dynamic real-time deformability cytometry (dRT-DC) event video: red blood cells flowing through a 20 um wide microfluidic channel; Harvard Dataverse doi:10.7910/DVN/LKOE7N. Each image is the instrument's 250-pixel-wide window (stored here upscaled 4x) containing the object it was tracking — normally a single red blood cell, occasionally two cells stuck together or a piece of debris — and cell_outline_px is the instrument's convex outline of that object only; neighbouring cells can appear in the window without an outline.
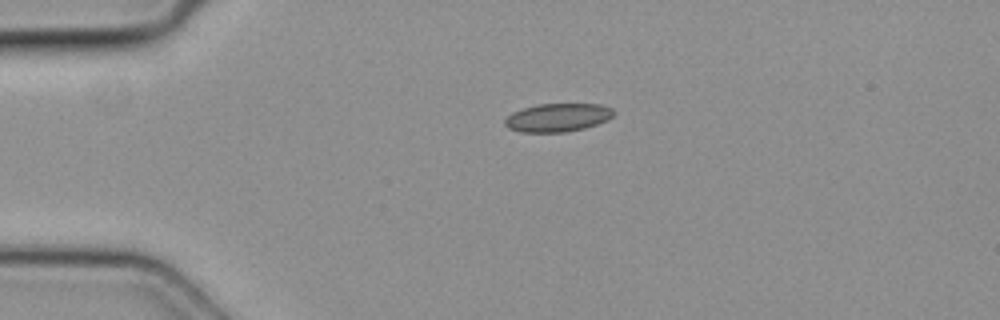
{"species": "common noctule bat (a hibernating species)", "species_latin": "Nyctalus noctula", "temperature_condition": "cold", "stored_images_in_passage": 6, "camera_frame_rate_fps": 3000, "um_per_image_px": 0.085, "animal": {"sex": "female", "body_mass_g": 19.3, "forearm_length_mm": 54.1}, "frame": {"image": 1, "passage_image": 6, "time_ms": 1.667, "image_size_px": [1000, 320], "cell_outline_px": [[616, 112], [608, 120], [584, 128], [564, 132], [520, 132], [508, 128], [504, 124], [504, 120], [512, 112], [536, 104], [600, 104], [612, 108]], "centroid_in_image_um": [47.4, 9.99], "position_along_channel_um": 37.6, "area_um2": 17.98}}